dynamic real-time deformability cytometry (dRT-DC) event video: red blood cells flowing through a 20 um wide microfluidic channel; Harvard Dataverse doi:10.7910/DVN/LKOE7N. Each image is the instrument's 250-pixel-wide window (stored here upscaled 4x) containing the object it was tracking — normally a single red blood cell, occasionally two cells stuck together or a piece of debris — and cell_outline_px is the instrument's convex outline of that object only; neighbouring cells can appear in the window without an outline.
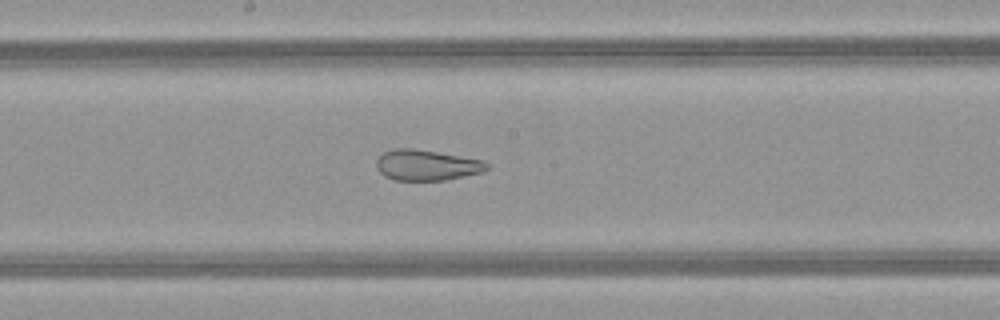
{"species": "common noctule bat (a hibernating species)", "species_latin": "Nyctalus noctula", "temperature_condition": "warm", "stored_images_in_passage": 49, "camera_frame_rate_fps": 3000, "um_per_image_px": 0.085, "animal": {"sex": "female", "body_mass_g": 21.9}, "frame": {"image": 1, "passage_image": 26, "time_ms": 8.333, "image_size_px": [1000, 320], "cell_outline_px": [[492, 168], [484, 172], [444, 180], [396, 180], [384, 176], [376, 168], [376, 160], [384, 152], [396, 148], [412, 148], [484, 160]], "centroid_in_image_um": [36.29, 14.04], "position_along_channel_um": 211.9, "area_um2": 19.77}}
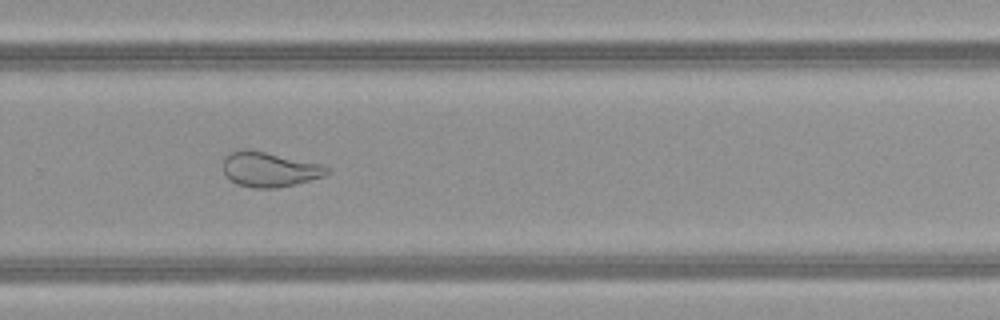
{"frame": {"image": 2, "passage_image": 33, "time_ms": 10.667, "image_size_px": [1000, 320], "cell_outline_px": [[332, 172], [324, 176], [296, 184], [276, 188], [256, 188], [236, 184], [224, 176], [224, 156], [228, 152], [240, 148], [244, 148], [264, 152], [320, 164], [328, 168]], "centroid_in_image_um": [22.86, 14.4], "position_along_channel_um": 306.9, "area_um2": 21.15}}
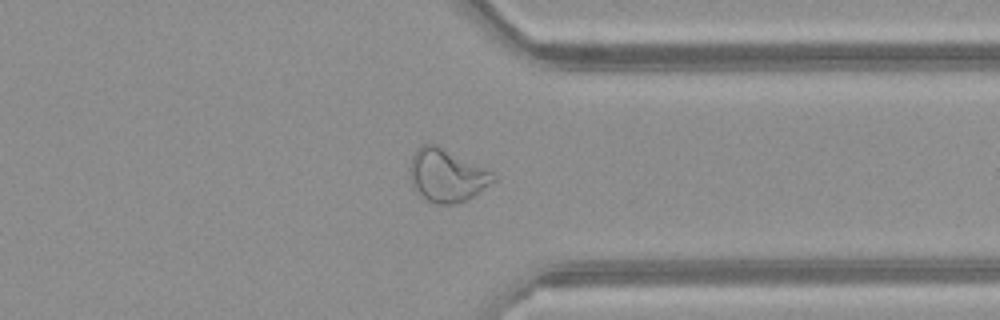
{"frame": {"image": 3, "passage_image": 38, "time_ms": 12.333, "image_size_px": [1000, 320], "cell_outline_px": [[496, 180], [468, 200], [452, 204], [436, 204], [428, 200], [416, 192], [412, 188], [408, 172], [408, 168], [412, 156], [416, 148], [420, 144], [436, 144], [488, 168], [496, 176]], "centroid_in_image_um": [37.95, 14.89], "position_along_channel_um": 373.4, "area_um2": 26.24}, "authors_computed_cell_mechanics": {"area_um2": 28.4954, "velocity_mm_per_s": 4.0958, "shape_relaxation_time_tau1_ms": null, "shape_relaxation_time_tau2_ms": 1.2647, "deformation_change_tau1": null, "deformation_change_tau2": 0.0887}}